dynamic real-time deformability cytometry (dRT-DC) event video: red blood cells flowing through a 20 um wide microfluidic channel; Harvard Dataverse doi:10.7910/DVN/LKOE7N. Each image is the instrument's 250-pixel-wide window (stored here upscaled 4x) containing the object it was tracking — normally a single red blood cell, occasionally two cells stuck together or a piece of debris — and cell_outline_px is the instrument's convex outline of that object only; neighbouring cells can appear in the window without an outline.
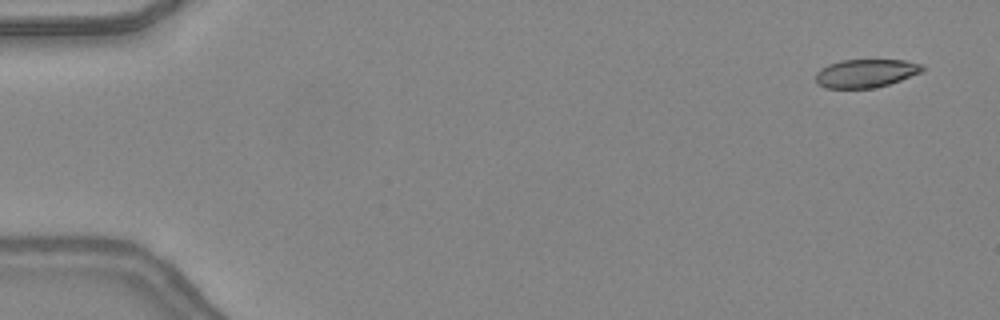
{"species": "common noctule bat (a hibernating species)", "species_latin": "Nyctalus noctula", "temperature_condition": "warm", "stored_images_in_passage": 48, "camera_frame_rate_fps": 3000, "um_per_image_px": 0.085, "animal": {"sex": "female", "body_mass_g": 24.6, "forearm_length_mm": 56.2}, "frame": {"image": 1, "passage_image": 3, "time_ms": 0.667, "image_size_px": [1000, 320], "cell_outline_px": [[924, 68], [920, 72], [900, 80], [888, 84], [872, 88], [824, 88], [816, 84], [816, 72], [820, 68], [828, 64], [840, 60], [904, 60], [920, 64]], "centroid_in_image_um": [73.51, 6.23], "position_along_channel_um": 11.5, "area_um2": 17.51}}
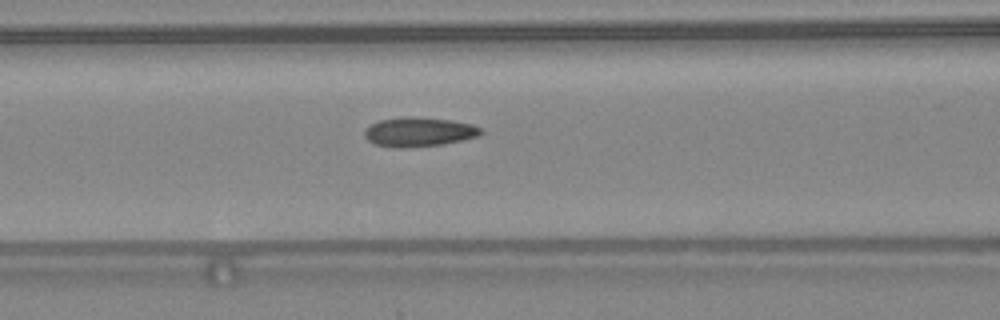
{"frame": {"image": 2, "passage_image": 21, "time_ms": 6.667, "image_size_px": [1000, 320], "cell_outline_px": [[484, 132], [480, 136], [444, 144], [408, 148], [400, 148], [376, 144], [368, 140], [364, 136], [364, 128], [380, 120], [404, 116], [416, 116], [452, 120], [472, 124], [480, 128]], "centroid_in_image_um": [35.62, 11.2], "position_along_channel_um": 131.0, "area_um2": 20.11}}
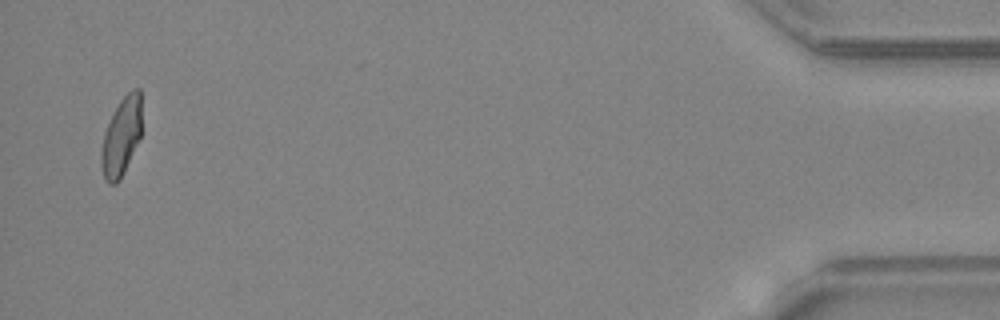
{"frame": {"image": 3, "passage_image": 47, "time_ms": 15.333, "image_size_px": [1000, 320], "cell_outline_px": [[140, 136], [124, 172], [120, 180], [116, 184], [108, 184], [104, 176], [100, 164], [100, 152], [104, 132], [112, 112], [120, 100], [132, 88], [140, 88]], "centroid_in_image_um": [10.28, 11.62], "position_along_channel_um": 424.9, "area_um2": 18.38}, "authors_computed_cell_mechanics": {"area_um2": 19.074, "velocity_mm_per_s": 4.3779, "shape_relaxation_time_tau1_ms": 10.3454, "shape_relaxation_time_tau2_ms": 1.2751, "deformation_change_tau1": 0.2444, "deformation_change_tau2": 0.0601}}